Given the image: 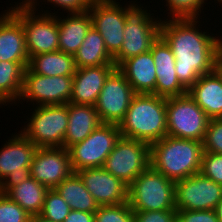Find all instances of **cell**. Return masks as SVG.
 <instances>
[{
    "instance_id": "277c9868",
    "label": "cell",
    "mask_w": 222,
    "mask_h": 222,
    "mask_svg": "<svg viewBox=\"0 0 222 222\" xmlns=\"http://www.w3.org/2000/svg\"><path fill=\"white\" fill-rule=\"evenodd\" d=\"M128 203L133 211L176 210L175 182L150 165L128 186Z\"/></svg>"
},
{
    "instance_id": "d590c367",
    "label": "cell",
    "mask_w": 222,
    "mask_h": 222,
    "mask_svg": "<svg viewBox=\"0 0 222 222\" xmlns=\"http://www.w3.org/2000/svg\"><path fill=\"white\" fill-rule=\"evenodd\" d=\"M47 2L52 3L54 8L60 7V9H64V11L66 10L67 13L86 12L90 5L87 0H47ZM20 3L29 9L39 11L37 6L39 7L40 3L37 0H22Z\"/></svg>"
},
{
    "instance_id": "7c38bea8",
    "label": "cell",
    "mask_w": 222,
    "mask_h": 222,
    "mask_svg": "<svg viewBox=\"0 0 222 222\" xmlns=\"http://www.w3.org/2000/svg\"><path fill=\"white\" fill-rule=\"evenodd\" d=\"M150 166V145L120 137L104 162L103 168L129 186Z\"/></svg>"
},
{
    "instance_id": "8fae6325",
    "label": "cell",
    "mask_w": 222,
    "mask_h": 222,
    "mask_svg": "<svg viewBox=\"0 0 222 222\" xmlns=\"http://www.w3.org/2000/svg\"><path fill=\"white\" fill-rule=\"evenodd\" d=\"M134 1L124 7L116 0L93 2L89 5L92 27L104 40L108 53L114 57L124 41V28L128 15L138 6Z\"/></svg>"
},
{
    "instance_id": "44dd1931",
    "label": "cell",
    "mask_w": 222,
    "mask_h": 222,
    "mask_svg": "<svg viewBox=\"0 0 222 222\" xmlns=\"http://www.w3.org/2000/svg\"><path fill=\"white\" fill-rule=\"evenodd\" d=\"M188 94L210 119L222 118V64L214 72L201 75Z\"/></svg>"
},
{
    "instance_id": "3957f363",
    "label": "cell",
    "mask_w": 222,
    "mask_h": 222,
    "mask_svg": "<svg viewBox=\"0 0 222 222\" xmlns=\"http://www.w3.org/2000/svg\"><path fill=\"white\" fill-rule=\"evenodd\" d=\"M203 142L165 136L150 145V165L177 182L200 173Z\"/></svg>"
},
{
    "instance_id": "d4e9b609",
    "label": "cell",
    "mask_w": 222,
    "mask_h": 222,
    "mask_svg": "<svg viewBox=\"0 0 222 222\" xmlns=\"http://www.w3.org/2000/svg\"><path fill=\"white\" fill-rule=\"evenodd\" d=\"M27 68L43 76H73L76 66L74 55L55 51L29 57Z\"/></svg>"
},
{
    "instance_id": "f35d334b",
    "label": "cell",
    "mask_w": 222,
    "mask_h": 222,
    "mask_svg": "<svg viewBox=\"0 0 222 222\" xmlns=\"http://www.w3.org/2000/svg\"><path fill=\"white\" fill-rule=\"evenodd\" d=\"M64 222H94V213L71 210Z\"/></svg>"
},
{
    "instance_id": "b9f144b4",
    "label": "cell",
    "mask_w": 222,
    "mask_h": 222,
    "mask_svg": "<svg viewBox=\"0 0 222 222\" xmlns=\"http://www.w3.org/2000/svg\"><path fill=\"white\" fill-rule=\"evenodd\" d=\"M89 3H93V2H99V1H105V0H87Z\"/></svg>"
},
{
    "instance_id": "d6986e66",
    "label": "cell",
    "mask_w": 222,
    "mask_h": 222,
    "mask_svg": "<svg viewBox=\"0 0 222 222\" xmlns=\"http://www.w3.org/2000/svg\"><path fill=\"white\" fill-rule=\"evenodd\" d=\"M116 68L115 65L76 68L70 103L95 106L106 79Z\"/></svg>"
},
{
    "instance_id": "1f68e13d",
    "label": "cell",
    "mask_w": 222,
    "mask_h": 222,
    "mask_svg": "<svg viewBox=\"0 0 222 222\" xmlns=\"http://www.w3.org/2000/svg\"><path fill=\"white\" fill-rule=\"evenodd\" d=\"M170 19L197 18L200 20L201 9L207 0H165ZM205 2V3H204ZM203 7V8H202Z\"/></svg>"
},
{
    "instance_id": "ffe728a7",
    "label": "cell",
    "mask_w": 222,
    "mask_h": 222,
    "mask_svg": "<svg viewBox=\"0 0 222 222\" xmlns=\"http://www.w3.org/2000/svg\"><path fill=\"white\" fill-rule=\"evenodd\" d=\"M4 13L0 14V62H16L26 69L29 55L24 29L9 10H4Z\"/></svg>"
},
{
    "instance_id": "7bdbcfd3",
    "label": "cell",
    "mask_w": 222,
    "mask_h": 222,
    "mask_svg": "<svg viewBox=\"0 0 222 222\" xmlns=\"http://www.w3.org/2000/svg\"><path fill=\"white\" fill-rule=\"evenodd\" d=\"M216 1L219 2L220 5L222 4V0H216Z\"/></svg>"
},
{
    "instance_id": "7402d4cb",
    "label": "cell",
    "mask_w": 222,
    "mask_h": 222,
    "mask_svg": "<svg viewBox=\"0 0 222 222\" xmlns=\"http://www.w3.org/2000/svg\"><path fill=\"white\" fill-rule=\"evenodd\" d=\"M117 69L135 93L152 94L156 86V66L151 51L124 60Z\"/></svg>"
},
{
    "instance_id": "ba28073f",
    "label": "cell",
    "mask_w": 222,
    "mask_h": 222,
    "mask_svg": "<svg viewBox=\"0 0 222 222\" xmlns=\"http://www.w3.org/2000/svg\"><path fill=\"white\" fill-rule=\"evenodd\" d=\"M143 8L138 5L127 17L121 50L113 57L116 67L130 57L150 51L160 36L162 19L158 16L155 19L154 14L146 10V6Z\"/></svg>"
},
{
    "instance_id": "5bb4252c",
    "label": "cell",
    "mask_w": 222,
    "mask_h": 222,
    "mask_svg": "<svg viewBox=\"0 0 222 222\" xmlns=\"http://www.w3.org/2000/svg\"><path fill=\"white\" fill-rule=\"evenodd\" d=\"M222 199V185L194 174L175 182L176 210H215Z\"/></svg>"
},
{
    "instance_id": "9c48e42d",
    "label": "cell",
    "mask_w": 222,
    "mask_h": 222,
    "mask_svg": "<svg viewBox=\"0 0 222 222\" xmlns=\"http://www.w3.org/2000/svg\"><path fill=\"white\" fill-rule=\"evenodd\" d=\"M37 148L21 132L6 141L0 149V193L6 194L31 177L30 166Z\"/></svg>"
},
{
    "instance_id": "e575fe53",
    "label": "cell",
    "mask_w": 222,
    "mask_h": 222,
    "mask_svg": "<svg viewBox=\"0 0 222 222\" xmlns=\"http://www.w3.org/2000/svg\"><path fill=\"white\" fill-rule=\"evenodd\" d=\"M200 173L222 185V154L203 152Z\"/></svg>"
},
{
    "instance_id": "83f0119b",
    "label": "cell",
    "mask_w": 222,
    "mask_h": 222,
    "mask_svg": "<svg viewBox=\"0 0 222 222\" xmlns=\"http://www.w3.org/2000/svg\"><path fill=\"white\" fill-rule=\"evenodd\" d=\"M48 188L32 176L11 188L5 195L19 204L30 216L40 215Z\"/></svg>"
},
{
    "instance_id": "8992f818",
    "label": "cell",
    "mask_w": 222,
    "mask_h": 222,
    "mask_svg": "<svg viewBox=\"0 0 222 222\" xmlns=\"http://www.w3.org/2000/svg\"><path fill=\"white\" fill-rule=\"evenodd\" d=\"M20 132L37 147H64L68 104L36 106Z\"/></svg>"
},
{
    "instance_id": "e0dca14e",
    "label": "cell",
    "mask_w": 222,
    "mask_h": 222,
    "mask_svg": "<svg viewBox=\"0 0 222 222\" xmlns=\"http://www.w3.org/2000/svg\"><path fill=\"white\" fill-rule=\"evenodd\" d=\"M76 173L99 206L128 202V186L103 167L82 169Z\"/></svg>"
},
{
    "instance_id": "52a82bcc",
    "label": "cell",
    "mask_w": 222,
    "mask_h": 222,
    "mask_svg": "<svg viewBox=\"0 0 222 222\" xmlns=\"http://www.w3.org/2000/svg\"><path fill=\"white\" fill-rule=\"evenodd\" d=\"M167 135L203 142L210 118L188 94L166 98Z\"/></svg>"
},
{
    "instance_id": "9a60e30c",
    "label": "cell",
    "mask_w": 222,
    "mask_h": 222,
    "mask_svg": "<svg viewBox=\"0 0 222 222\" xmlns=\"http://www.w3.org/2000/svg\"><path fill=\"white\" fill-rule=\"evenodd\" d=\"M135 94L125 76L116 68L106 79L95 105L101 122L119 125Z\"/></svg>"
},
{
    "instance_id": "74e56055",
    "label": "cell",
    "mask_w": 222,
    "mask_h": 222,
    "mask_svg": "<svg viewBox=\"0 0 222 222\" xmlns=\"http://www.w3.org/2000/svg\"><path fill=\"white\" fill-rule=\"evenodd\" d=\"M177 222H219L215 210H177Z\"/></svg>"
},
{
    "instance_id": "4fadbf2b",
    "label": "cell",
    "mask_w": 222,
    "mask_h": 222,
    "mask_svg": "<svg viewBox=\"0 0 222 222\" xmlns=\"http://www.w3.org/2000/svg\"><path fill=\"white\" fill-rule=\"evenodd\" d=\"M73 76H43L31 72L28 68L24 71L23 88L19 98L34 102L37 106L68 104L71 98Z\"/></svg>"
},
{
    "instance_id": "484cf974",
    "label": "cell",
    "mask_w": 222,
    "mask_h": 222,
    "mask_svg": "<svg viewBox=\"0 0 222 222\" xmlns=\"http://www.w3.org/2000/svg\"><path fill=\"white\" fill-rule=\"evenodd\" d=\"M76 68L99 65H114L113 57L108 53L104 40L99 32L91 27L84 41L74 55Z\"/></svg>"
},
{
    "instance_id": "836d02e7",
    "label": "cell",
    "mask_w": 222,
    "mask_h": 222,
    "mask_svg": "<svg viewBox=\"0 0 222 222\" xmlns=\"http://www.w3.org/2000/svg\"><path fill=\"white\" fill-rule=\"evenodd\" d=\"M203 152L222 154V118L209 120L203 140Z\"/></svg>"
},
{
    "instance_id": "4316f807",
    "label": "cell",
    "mask_w": 222,
    "mask_h": 222,
    "mask_svg": "<svg viewBox=\"0 0 222 222\" xmlns=\"http://www.w3.org/2000/svg\"><path fill=\"white\" fill-rule=\"evenodd\" d=\"M55 189L67 202L71 210L95 213L99 208V204L85 188L84 182L77 173L73 172Z\"/></svg>"
},
{
    "instance_id": "30bf717a",
    "label": "cell",
    "mask_w": 222,
    "mask_h": 222,
    "mask_svg": "<svg viewBox=\"0 0 222 222\" xmlns=\"http://www.w3.org/2000/svg\"><path fill=\"white\" fill-rule=\"evenodd\" d=\"M120 137L121 133L117 124L102 123L83 141L70 146L68 152L73 172L103 167Z\"/></svg>"
},
{
    "instance_id": "603a6c76",
    "label": "cell",
    "mask_w": 222,
    "mask_h": 222,
    "mask_svg": "<svg viewBox=\"0 0 222 222\" xmlns=\"http://www.w3.org/2000/svg\"><path fill=\"white\" fill-rule=\"evenodd\" d=\"M102 124L95 106L68 103V127L64 148L83 141Z\"/></svg>"
},
{
    "instance_id": "4dcf8cb0",
    "label": "cell",
    "mask_w": 222,
    "mask_h": 222,
    "mask_svg": "<svg viewBox=\"0 0 222 222\" xmlns=\"http://www.w3.org/2000/svg\"><path fill=\"white\" fill-rule=\"evenodd\" d=\"M94 222H134V211L128 202L100 205L94 213Z\"/></svg>"
},
{
    "instance_id": "6da1fadb",
    "label": "cell",
    "mask_w": 222,
    "mask_h": 222,
    "mask_svg": "<svg viewBox=\"0 0 222 222\" xmlns=\"http://www.w3.org/2000/svg\"><path fill=\"white\" fill-rule=\"evenodd\" d=\"M198 23L197 18L166 19L160 26V36L175 57L177 77L187 90L222 64V40L200 30Z\"/></svg>"
},
{
    "instance_id": "5b68a950",
    "label": "cell",
    "mask_w": 222,
    "mask_h": 222,
    "mask_svg": "<svg viewBox=\"0 0 222 222\" xmlns=\"http://www.w3.org/2000/svg\"><path fill=\"white\" fill-rule=\"evenodd\" d=\"M7 8L22 24L25 33L26 49L29 57L43 53L59 51V33L57 14L42 10L36 14L35 10L23 6L21 3ZM36 14V15H35Z\"/></svg>"
},
{
    "instance_id": "8d00e7d4",
    "label": "cell",
    "mask_w": 222,
    "mask_h": 222,
    "mask_svg": "<svg viewBox=\"0 0 222 222\" xmlns=\"http://www.w3.org/2000/svg\"><path fill=\"white\" fill-rule=\"evenodd\" d=\"M134 222H177V210L134 211Z\"/></svg>"
},
{
    "instance_id": "f546056e",
    "label": "cell",
    "mask_w": 222,
    "mask_h": 222,
    "mask_svg": "<svg viewBox=\"0 0 222 222\" xmlns=\"http://www.w3.org/2000/svg\"><path fill=\"white\" fill-rule=\"evenodd\" d=\"M71 208L55 188L48 189L40 216L53 222H64Z\"/></svg>"
},
{
    "instance_id": "2e32d148",
    "label": "cell",
    "mask_w": 222,
    "mask_h": 222,
    "mask_svg": "<svg viewBox=\"0 0 222 222\" xmlns=\"http://www.w3.org/2000/svg\"><path fill=\"white\" fill-rule=\"evenodd\" d=\"M30 173L38 183L48 189L56 188L73 173L68 149L38 147L30 166Z\"/></svg>"
},
{
    "instance_id": "ac0fdd59",
    "label": "cell",
    "mask_w": 222,
    "mask_h": 222,
    "mask_svg": "<svg viewBox=\"0 0 222 222\" xmlns=\"http://www.w3.org/2000/svg\"><path fill=\"white\" fill-rule=\"evenodd\" d=\"M150 51L156 66V86L152 94L165 98L186 94L188 90L176 74L172 50L161 36L152 44Z\"/></svg>"
},
{
    "instance_id": "ab89813d",
    "label": "cell",
    "mask_w": 222,
    "mask_h": 222,
    "mask_svg": "<svg viewBox=\"0 0 222 222\" xmlns=\"http://www.w3.org/2000/svg\"><path fill=\"white\" fill-rule=\"evenodd\" d=\"M215 211L217 213V217L219 219V222H222V199L217 204Z\"/></svg>"
},
{
    "instance_id": "cb8c5ba5",
    "label": "cell",
    "mask_w": 222,
    "mask_h": 222,
    "mask_svg": "<svg viewBox=\"0 0 222 222\" xmlns=\"http://www.w3.org/2000/svg\"><path fill=\"white\" fill-rule=\"evenodd\" d=\"M58 19L59 33V51L75 55L84 38L92 27V18L89 11L82 13H68L63 18L56 16Z\"/></svg>"
},
{
    "instance_id": "d6a6232c",
    "label": "cell",
    "mask_w": 222,
    "mask_h": 222,
    "mask_svg": "<svg viewBox=\"0 0 222 222\" xmlns=\"http://www.w3.org/2000/svg\"><path fill=\"white\" fill-rule=\"evenodd\" d=\"M30 217L19 204L0 193V222H29Z\"/></svg>"
},
{
    "instance_id": "f1b7e54d",
    "label": "cell",
    "mask_w": 222,
    "mask_h": 222,
    "mask_svg": "<svg viewBox=\"0 0 222 222\" xmlns=\"http://www.w3.org/2000/svg\"><path fill=\"white\" fill-rule=\"evenodd\" d=\"M25 69L16 62H0V107L19 100ZM12 102V103H11Z\"/></svg>"
},
{
    "instance_id": "7a4b0ae2",
    "label": "cell",
    "mask_w": 222,
    "mask_h": 222,
    "mask_svg": "<svg viewBox=\"0 0 222 222\" xmlns=\"http://www.w3.org/2000/svg\"><path fill=\"white\" fill-rule=\"evenodd\" d=\"M166 118L165 97L136 93L118 125L121 137L151 145L167 136Z\"/></svg>"
},
{
    "instance_id": "60d3db41",
    "label": "cell",
    "mask_w": 222,
    "mask_h": 222,
    "mask_svg": "<svg viewBox=\"0 0 222 222\" xmlns=\"http://www.w3.org/2000/svg\"><path fill=\"white\" fill-rule=\"evenodd\" d=\"M29 222H53V221L45 220L40 215H37V216H31Z\"/></svg>"
}]
</instances>
